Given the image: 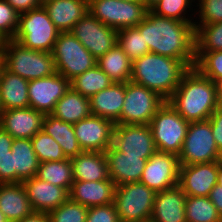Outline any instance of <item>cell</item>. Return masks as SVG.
Instances as JSON below:
<instances>
[{
    "instance_id": "484cf974",
    "label": "cell",
    "mask_w": 222,
    "mask_h": 222,
    "mask_svg": "<svg viewBox=\"0 0 222 222\" xmlns=\"http://www.w3.org/2000/svg\"><path fill=\"white\" fill-rule=\"evenodd\" d=\"M73 179L103 181L109 179L108 162L104 152L82 151L71 158Z\"/></svg>"
},
{
    "instance_id": "44dd1931",
    "label": "cell",
    "mask_w": 222,
    "mask_h": 222,
    "mask_svg": "<svg viewBox=\"0 0 222 222\" xmlns=\"http://www.w3.org/2000/svg\"><path fill=\"white\" fill-rule=\"evenodd\" d=\"M186 198L179 185L157 192L150 222H186Z\"/></svg>"
},
{
    "instance_id": "7c38bea8",
    "label": "cell",
    "mask_w": 222,
    "mask_h": 222,
    "mask_svg": "<svg viewBox=\"0 0 222 222\" xmlns=\"http://www.w3.org/2000/svg\"><path fill=\"white\" fill-rule=\"evenodd\" d=\"M70 32L96 59L117 44L118 30L104 25L89 12L74 25Z\"/></svg>"
},
{
    "instance_id": "f5cc1de1",
    "label": "cell",
    "mask_w": 222,
    "mask_h": 222,
    "mask_svg": "<svg viewBox=\"0 0 222 222\" xmlns=\"http://www.w3.org/2000/svg\"><path fill=\"white\" fill-rule=\"evenodd\" d=\"M217 184L222 186V159L218 160V177Z\"/></svg>"
},
{
    "instance_id": "603a6c76",
    "label": "cell",
    "mask_w": 222,
    "mask_h": 222,
    "mask_svg": "<svg viewBox=\"0 0 222 222\" xmlns=\"http://www.w3.org/2000/svg\"><path fill=\"white\" fill-rule=\"evenodd\" d=\"M60 32L71 31L88 11V0H52L43 5Z\"/></svg>"
},
{
    "instance_id": "7a4b0ae2",
    "label": "cell",
    "mask_w": 222,
    "mask_h": 222,
    "mask_svg": "<svg viewBox=\"0 0 222 222\" xmlns=\"http://www.w3.org/2000/svg\"><path fill=\"white\" fill-rule=\"evenodd\" d=\"M167 102L186 121L207 120L217 108V83L192 67Z\"/></svg>"
},
{
    "instance_id": "816d5d0a",
    "label": "cell",
    "mask_w": 222,
    "mask_h": 222,
    "mask_svg": "<svg viewBox=\"0 0 222 222\" xmlns=\"http://www.w3.org/2000/svg\"><path fill=\"white\" fill-rule=\"evenodd\" d=\"M217 108H222V82L217 83Z\"/></svg>"
},
{
    "instance_id": "836d02e7",
    "label": "cell",
    "mask_w": 222,
    "mask_h": 222,
    "mask_svg": "<svg viewBox=\"0 0 222 222\" xmlns=\"http://www.w3.org/2000/svg\"><path fill=\"white\" fill-rule=\"evenodd\" d=\"M186 222H222V218L208 197L187 196Z\"/></svg>"
},
{
    "instance_id": "c3c4849f",
    "label": "cell",
    "mask_w": 222,
    "mask_h": 222,
    "mask_svg": "<svg viewBox=\"0 0 222 222\" xmlns=\"http://www.w3.org/2000/svg\"><path fill=\"white\" fill-rule=\"evenodd\" d=\"M208 198L216 207L222 218V186L216 184L214 188L210 191Z\"/></svg>"
},
{
    "instance_id": "74e56055",
    "label": "cell",
    "mask_w": 222,
    "mask_h": 222,
    "mask_svg": "<svg viewBox=\"0 0 222 222\" xmlns=\"http://www.w3.org/2000/svg\"><path fill=\"white\" fill-rule=\"evenodd\" d=\"M31 142L39 163L67 159L61 146L42 130L31 138Z\"/></svg>"
},
{
    "instance_id": "f546056e",
    "label": "cell",
    "mask_w": 222,
    "mask_h": 222,
    "mask_svg": "<svg viewBox=\"0 0 222 222\" xmlns=\"http://www.w3.org/2000/svg\"><path fill=\"white\" fill-rule=\"evenodd\" d=\"M42 131L51 136L61 146L67 158L75 157L82 152L73 129V124L47 114L42 122Z\"/></svg>"
},
{
    "instance_id": "bcb514c9",
    "label": "cell",
    "mask_w": 222,
    "mask_h": 222,
    "mask_svg": "<svg viewBox=\"0 0 222 222\" xmlns=\"http://www.w3.org/2000/svg\"><path fill=\"white\" fill-rule=\"evenodd\" d=\"M19 14L40 7L38 0H6Z\"/></svg>"
},
{
    "instance_id": "e0dca14e",
    "label": "cell",
    "mask_w": 222,
    "mask_h": 222,
    "mask_svg": "<svg viewBox=\"0 0 222 222\" xmlns=\"http://www.w3.org/2000/svg\"><path fill=\"white\" fill-rule=\"evenodd\" d=\"M217 177L218 161L180 165L178 185L187 196L208 197Z\"/></svg>"
},
{
    "instance_id": "ee69618b",
    "label": "cell",
    "mask_w": 222,
    "mask_h": 222,
    "mask_svg": "<svg viewBox=\"0 0 222 222\" xmlns=\"http://www.w3.org/2000/svg\"><path fill=\"white\" fill-rule=\"evenodd\" d=\"M15 183L12 153L0 155V184Z\"/></svg>"
},
{
    "instance_id": "ab89813d",
    "label": "cell",
    "mask_w": 222,
    "mask_h": 222,
    "mask_svg": "<svg viewBox=\"0 0 222 222\" xmlns=\"http://www.w3.org/2000/svg\"><path fill=\"white\" fill-rule=\"evenodd\" d=\"M88 208L68 198L48 213L50 222H86Z\"/></svg>"
},
{
    "instance_id": "ffe728a7",
    "label": "cell",
    "mask_w": 222,
    "mask_h": 222,
    "mask_svg": "<svg viewBox=\"0 0 222 222\" xmlns=\"http://www.w3.org/2000/svg\"><path fill=\"white\" fill-rule=\"evenodd\" d=\"M104 153L108 162L109 178L116 186L140 181L146 159L139 158V156L125 155L113 145Z\"/></svg>"
},
{
    "instance_id": "4fadbf2b",
    "label": "cell",
    "mask_w": 222,
    "mask_h": 222,
    "mask_svg": "<svg viewBox=\"0 0 222 222\" xmlns=\"http://www.w3.org/2000/svg\"><path fill=\"white\" fill-rule=\"evenodd\" d=\"M112 145L125 155L139 156L148 160L156 151L149 125H115Z\"/></svg>"
},
{
    "instance_id": "9a60e30c",
    "label": "cell",
    "mask_w": 222,
    "mask_h": 222,
    "mask_svg": "<svg viewBox=\"0 0 222 222\" xmlns=\"http://www.w3.org/2000/svg\"><path fill=\"white\" fill-rule=\"evenodd\" d=\"M115 123L109 119L90 115L73 124L82 151L105 152L113 142Z\"/></svg>"
},
{
    "instance_id": "5b68a950",
    "label": "cell",
    "mask_w": 222,
    "mask_h": 222,
    "mask_svg": "<svg viewBox=\"0 0 222 222\" xmlns=\"http://www.w3.org/2000/svg\"><path fill=\"white\" fill-rule=\"evenodd\" d=\"M60 31L43 6L21 13L13 40L36 51L52 52Z\"/></svg>"
},
{
    "instance_id": "5bb4252c",
    "label": "cell",
    "mask_w": 222,
    "mask_h": 222,
    "mask_svg": "<svg viewBox=\"0 0 222 222\" xmlns=\"http://www.w3.org/2000/svg\"><path fill=\"white\" fill-rule=\"evenodd\" d=\"M179 167L178 156L156 151L146 161L139 182L145 184L156 193L164 191L178 185Z\"/></svg>"
},
{
    "instance_id": "681fc988",
    "label": "cell",
    "mask_w": 222,
    "mask_h": 222,
    "mask_svg": "<svg viewBox=\"0 0 222 222\" xmlns=\"http://www.w3.org/2000/svg\"><path fill=\"white\" fill-rule=\"evenodd\" d=\"M16 222H50L48 213L33 211L27 217Z\"/></svg>"
},
{
    "instance_id": "11a10c76",
    "label": "cell",
    "mask_w": 222,
    "mask_h": 222,
    "mask_svg": "<svg viewBox=\"0 0 222 222\" xmlns=\"http://www.w3.org/2000/svg\"><path fill=\"white\" fill-rule=\"evenodd\" d=\"M2 68H3V58H2V54L0 52V73H1Z\"/></svg>"
},
{
    "instance_id": "277c9868",
    "label": "cell",
    "mask_w": 222,
    "mask_h": 222,
    "mask_svg": "<svg viewBox=\"0 0 222 222\" xmlns=\"http://www.w3.org/2000/svg\"><path fill=\"white\" fill-rule=\"evenodd\" d=\"M3 67L28 81L53 75L55 70L52 53L23 47L15 40L0 42Z\"/></svg>"
},
{
    "instance_id": "f6af8a7d",
    "label": "cell",
    "mask_w": 222,
    "mask_h": 222,
    "mask_svg": "<svg viewBox=\"0 0 222 222\" xmlns=\"http://www.w3.org/2000/svg\"><path fill=\"white\" fill-rule=\"evenodd\" d=\"M212 128V134L219 152L222 155V108H216L209 118Z\"/></svg>"
},
{
    "instance_id": "ba28073f",
    "label": "cell",
    "mask_w": 222,
    "mask_h": 222,
    "mask_svg": "<svg viewBox=\"0 0 222 222\" xmlns=\"http://www.w3.org/2000/svg\"><path fill=\"white\" fill-rule=\"evenodd\" d=\"M156 192L140 182L116 186L114 206L121 222H149Z\"/></svg>"
},
{
    "instance_id": "2e32d148",
    "label": "cell",
    "mask_w": 222,
    "mask_h": 222,
    "mask_svg": "<svg viewBox=\"0 0 222 222\" xmlns=\"http://www.w3.org/2000/svg\"><path fill=\"white\" fill-rule=\"evenodd\" d=\"M70 87V81L58 72L49 77L31 80L28 83L29 107L44 115L51 114L55 104Z\"/></svg>"
},
{
    "instance_id": "1f68e13d",
    "label": "cell",
    "mask_w": 222,
    "mask_h": 222,
    "mask_svg": "<svg viewBox=\"0 0 222 222\" xmlns=\"http://www.w3.org/2000/svg\"><path fill=\"white\" fill-rule=\"evenodd\" d=\"M36 177L50 184L65 188L69 192L74 182L71 158L56 162L39 163Z\"/></svg>"
},
{
    "instance_id": "83f0119b",
    "label": "cell",
    "mask_w": 222,
    "mask_h": 222,
    "mask_svg": "<svg viewBox=\"0 0 222 222\" xmlns=\"http://www.w3.org/2000/svg\"><path fill=\"white\" fill-rule=\"evenodd\" d=\"M51 115L64 122L75 124L91 115L90 99L70 87L55 104Z\"/></svg>"
},
{
    "instance_id": "6f0895ef",
    "label": "cell",
    "mask_w": 222,
    "mask_h": 222,
    "mask_svg": "<svg viewBox=\"0 0 222 222\" xmlns=\"http://www.w3.org/2000/svg\"><path fill=\"white\" fill-rule=\"evenodd\" d=\"M120 1H126V2H141V0H120Z\"/></svg>"
},
{
    "instance_id": "3957f363",
    "label": "cell",
    "mask_w": 222,
    "mask_h": 222,
    "mask_svg": "<svg viewBox=\"0 0 222 222\" xmlns=\"http://www.w3.org/2000/svg\"><path fill=\"white\" fill-rule=\"evenodd\" d=\"M190 68L186 62L148 53L132 62L130 81L157 92L167 101Z\"/></svg>"
},
{
    "instance_id": "9f6ffc18",
    "label": "cell",
    "mask_w": 222,
    "mask_h": 222,
    "mask_svg": "<svg viewBox=\"0 0 222 222\" xmlns=\"http://www.w3.org/2000/svg\"><path fill=\"white\" fill-rule=\"evenodd\" d=\"M38 1H39L40 6H43L45 3L52 1V0H38Z\"/></svg>"
},
{
    "instance_id": "4316f807",
    "label": "cell",
    "mask_w": 222,
    "mask_h": 222,
    "mask_svg": "<svg viewBox=\"0 0 222 222\" xmlns=\"http://www.w3.org/2000/svg\"><path fill=\"white\" fill-rule=\"evenodd\" d=\"M27 79L13 74L4 67L0 73V102L4 110L29 107Z\"/></svg>"
},
{
    "instance_id": "60d3db41",
    "label": "cell",
    "mask_w": 222,
    "mask_h": 222,
    "mask_svg": "<svg viewBox=\"0 0 222 222\" xmlns=\"http://www.w3.org/2000/svg\"><path fill=\"white\" fill-rule=\"evenodd\" d=\"M195 30L222 21V0H196Z\"/></svg>"
},
{
    "instance_id": "f1b7e54d",
    "label": "cell",
    "mask_w": 222,
    "mask_h": 222,
    "mask_svg": "<svg viewBox=\"0 0 222 222\" xmlns=\"http://www.w3.org/2000/svg\"><path fill=\"white\" fill-rule=\"evenodd\" d=\"M11 152L13 169H15V183H21L37 175L39 161L31 139H14Z\"/></svg>"
},
{
    "instance_id": "cb8c5ba5",
    "label": "cell",
    "mask_w": 222,
    "mask_h": 222,
    "mask_svg": "<svg viewBox=\"0 0 222 222\" xmlns=\"http://www.w3.org/2000/svg\"><path fill=\"white\" fill-rule=\"evenodd\" d=\"M124 100L125 83H113L90 98L91 115L116 123L120 119Z\"/></svg>"
},
{
    "instance_id": "7bdbcfd3",
    "label": "cell",
    "mask_w": 222,
    "mask_h": 222,
    "mask_svg": "<svg viewBox=\"0 0 222 222\" xmlns=\"http://www.w3.org/2000/svg\"><path fill=\"white\" fill-rule=\"evenodd\" d=\"M86 222H121L114 203L88 208Z\"/></svg>"
},
{
    "instance_id": "6da1fadb",
    "label": "cell",
    "mask_w": 222,
    "mask_h": 222,
    "mask_svg": "<svg viewBox=\"0 0 222 222\" xmlns=\"http://www.w3.org/2000/svg\"><path fill=\"white\" fill-rule=\"evenodd\" d=\"M150 53L160 54L195 66L196 41L194 21H178L147 11L137 25Z\"/></svg>"
},
{
    "instance_id": "680465c9",
    "label": "cell",
    "mask_w": 222,
    "mask_h": 222,
    "mask_svg": "<svg viewBox=\"0 0 222 222\" xmlns=\"http://www.w3.org/2000/svg\"><path fill=\"white\" fill-rule=\"evenodd\" d=\"M2 112H3V108H2V105H1V102H0V116H1Z\"/></svg>"
},
{
    "instance_id": "d590c367",
    "label": "cell",
    "mask_w": 222,
    "mask_h": 222,
    "mask_svg": "<svg viewBox=\"0 0 222 222\" xmlns=\"http://www.w3.org/2000/svg\"><path fill=\"white\" fill-rule=\"evenodd\" d=\"M117 44L123 49L132 62L150 53L149 47L137 26L118 30Z\"/></svg>"
},
{
    "instance_id": "f907efd6",
    "label": "cell",
    "mask_w": 222,
    "mask_h": 222,
    "mask_svg": "<svg viewBox=\"0 0 222 222\" xmlns=\"http://www.w3.org/2000/svg\"><path fill=\"white\" fill-rule=\"evenodd\" d=\"M141 2L148 11H151L160 2V0H141Z\"/></svg>"
},
{
    "instance_id": "8d00e7d4",
    "label": "cell",
    "mask_w": 222,
    "mask_h": 222,
    "mask_svg": "<svg viewBox=\"0 0 222 222\" xmlns=\"http://www.w3.org/2000/svg\"><path fill=\"white\" fill-rule=\"evenodd\" d=\"M196 52L222 51V21L195 30Z\"/></svg>"
},
{
    "instance_id": "d4e9b609",
    "label": "cell",
    "mask_w": 222,
    "mask_h": 222,
    "mask_svg": "<svg viewBox=\"0 0 222 222\" xmlns=\"http://www.w3.org/2000/svg\"><path fill=\"white\" fill-rule=\"evenodd\" d=\"M0 210L10 222L22 220L33 212L22 182L0 184Z\"/></svg>"
},
{
    "instance_id": "b9f144b4",
    "label": "cell",
    "mask_w": 222,
    "mask_h": 222,
    "mask_svg": "<svg viewBox=\"0 0 222 222\" xmlns=\"http://www.w3.org/2000/svg\"><path fill=\"white\" fill-rule=\"evenodd\" d=\"M19 15L6 0H0V42L14 39L19 25Z\"/></svg>"
},
{
    "instance_id": "8fae6325",
    "label": "cell",
    "mask_w": 222,
    "mask_h": 222,
    "mask_svg": "<svg viewBox=\"0 0 222 222\" xmlns=\"http://www.w3.org/2000/svg\"><path fill=\"white\" fill-rule=\"evenodd\" d=\"M88 11L104 25L120 30L140 24L148 10L142 2L88 0Z\"/></svg>"
},
{
    "instance_id": "30bf717a",
    "label": "cell",
    "mask_w": 222,
    "mask_h": 222,
    "mask_svg": "<svg viewBox=\"0 0 222 222\" xmlns=\"http://www.w3.org/2000/svg\"><path fill=\"white\" fill-rule=\"evenodd\" d=\"M178 159L180 165L209 163L222 159L209 119L189 123Z\"/></svg>"
},
{
    "instance_id": "9c48e42d",
    "label": "cell",
    "mask_w": 222,
    "mask_h": 222,
    "mask_svg": "<svg viewBox=\"0 0 222 222\" xmlns=\"http://www.w3.org/2000/svg\"><path fill=\"white\" fill-rule=\"evenodd\" d=\"M166 102L157 92L128 81L120 119L115 125H149L157 110Z\"/></svg>"
},
{
    "instance_id": "4dcf8cb0",
    "label": "cell",
    "mask_w": 222,
    "mask_h": 222,
    "mask_svg": "<svg viewBox=\"0 0 222 222\" xmlns=\"http://www.w3.org/2000/svg\"><path fill=\"white\" fill-rule=\"evenodd\" d=\"M97 65L114 83H126L131 79L132 61L118 44L97 59Z\"/></svg>"
},
{
    "instance_id": "d6a6232c",
    "label": "cell",
    "mask_w": 222,
    "mask_h": 222,
    "mask_svg": "<svg viewBox=\"0 0 222 222\" xmlns=\"http://www.w3.org/2000/svg\"><path fill=\"white\" fill-rule=\"evenodd\" d=\"M114 82L102 71V69L95 65L83 74L77 75L70 81V86L89 99L98 93L111 86Z\"/></svg>"
},
{
    "instance_id": "52a82bcc",
    "label": "cell",
    "mask_w": 222,
    "mask_h": 222,
    "mask_svg": "<svg viewBox=\"0 0 222 222\" xmlns=\"http://www.w3.org/2000/svg\"><path fill=\"white\" fill-rule=\"evenodd\" d=\"M189 123L166 101L149 123L157 151L178 156Z\"/></svg>"
},
{
    "instance_id": "db71d44e",
    "label": "cell",
    "mask_w": 222,
    "mask_h": 222,
    "mask_svg": "<svg viewBox=\"0 0 222 222\" xmlns=\"http://www.w3.org/2000/svg\"><path fill=\"white\" fill-rule=\"evenodd\" d=\"M0 222H10L1 210H0Z\"/></svg>"
},
{
    "instance_id": "8992f818",
    "label": "cell",
    "mask_w": 222,
    "mask_h": 222,
    "mask_svg": "<svg viewBox=\"0 0 222 222\" xmlns=\"http://www.w3.org/2000/svg\"><path fill=\"white\" fill-rule=\"evenodd\" d=\"M55 70L71 81L97 65V59L70 32H60L52 50Z\"/></svg>"
},
{
    "instance_id": "7dc6e473",
    "label": "cell",
    "mask_w": 222,
    "mask_h": 222,
    "mask_svg": "<svg viewBox=\"0 0 222 222\" xmlns=\"http://www.w3.org/2000/svg\"><path fill=\"white\" fill-rule=\"evenodd\" d=\"M14 138L0 127V155L12 153V143Z\"/></svg>"
},
{
    "instance_id": "d6986e66",
    "label": "cell",
    "mask_w": 222,
    "mask_h": 222,
    "mask_svg": "<svg viewBox=\"0 0 222 222\" xmlns=\"http://www.w3.org/2000/svg\"><path fill=\"white\" fill-rule=\"evenodd\" d=\"M22 183L33 211L49 213L69 198V192L65 188L40 180L36 176Z\"/></svg>"
},
{
    "instance_id": "e575fe53",
    "label": "cell",
    "mask_w": 222,
    "mask_h": 222,
    "mask_svg": "<svg viewBox=\"0 0 222 222\" xmlns=\"http://www.w3.org/2000/svg\"><path fill=\"white\" fill-rule=\"evenodd\" d=\"M196 0H160L151 10L158 16L178 21H195Z\"/></svg>"
},
{
    "instance_id": "ac0fdd59",
    "label": "cell",
    "mask_w": 222,
    "mask_h": 222,
    "mask_svg": "<svg viewBox=\"0 0 222 222\" xmlns=\"http://www.w3.org/2000/svg\"><path fill=\"white\" fill-rule=\"evenodd\" d=\"M44 114L31 107L4 110L0 127L14 139H31L42 130Z\"/></svg>"
},
{
    "instance_id": "7402d4cb",
    "label": "cell",
    "mask_w": 222,
    "mask_h": 222,
    "mask_svg": "<svg viewBox=\"0 0 222 222\" xmlns=\"http://www.w3.org/2000/svg\"><path fill=\"white\" fill-rule=\"evenodd\" d=\"M116 184L109 178L103 181L74 180L69 198L87 208L111 204L114 201Z\"/></svg>"
},
{
    "instance_id": "f35d334b",
    "label": "cell",
    "mask_w": 222,
    "mask_h": 222,
    "mask_svg": "<svg viewBox=\"0 0 222 222\" xmlns=\"http://www.w3.org/2000/svg\"><path fill=\"white\" fill-rule=\"evenodd\" d=\"M194 67L213 82H222V51L196 52Z\"/></svg>"
}]
</instances>
